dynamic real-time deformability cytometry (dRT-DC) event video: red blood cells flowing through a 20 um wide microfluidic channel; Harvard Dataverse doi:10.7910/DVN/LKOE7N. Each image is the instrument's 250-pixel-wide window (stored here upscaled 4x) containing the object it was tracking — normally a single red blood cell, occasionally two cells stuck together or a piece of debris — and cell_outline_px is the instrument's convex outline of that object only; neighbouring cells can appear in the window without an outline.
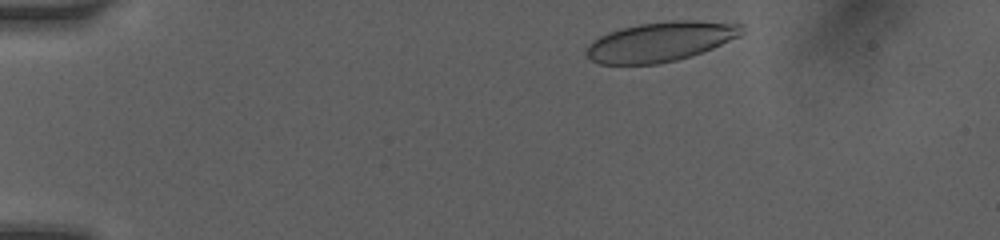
{"species": "human", "species_latin": "Homo sapiens", "temperature_condition": "room temperature", "stored_images_in_passage": 3, "camera_frame_rate_fps": 3000, "um_per_image_px": 0.085, "donor": {"sex": "female"}, "frame": {"image": 1, "passage_image": 1, "time_ms": 0.0, "image_size_px": [1000, 240], "cell_outline_px": [[744, 32], [740, 36], [712, 48], [676, 60], [656, 64], [600, 64], [592, 60], [584, 52], [592, 40], [608, 32], [620, 28], [640, 24], [672, 20], [696, 20], [744, 24]], "centroid_in_image_um": [56.14, 3.52], "position_along_channel_um": 28.9, "area_um2": 35.84}}